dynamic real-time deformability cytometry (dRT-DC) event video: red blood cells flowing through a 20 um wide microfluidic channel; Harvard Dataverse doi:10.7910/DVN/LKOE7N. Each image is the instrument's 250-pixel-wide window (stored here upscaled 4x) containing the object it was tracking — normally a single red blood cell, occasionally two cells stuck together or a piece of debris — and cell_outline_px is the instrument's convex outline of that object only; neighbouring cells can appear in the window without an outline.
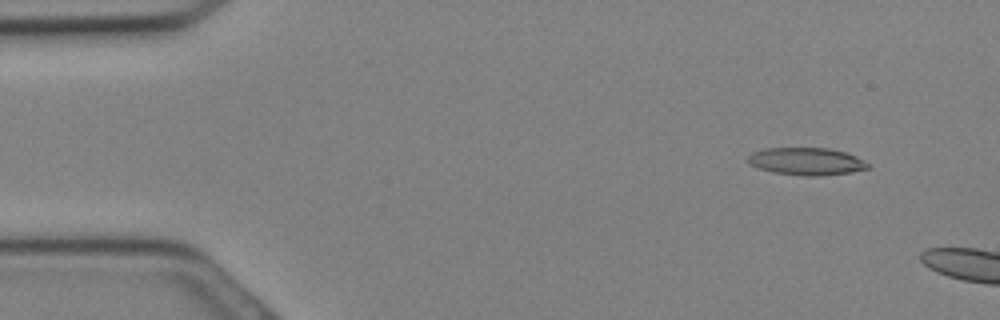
{"species": "Egyptian fruit bat (a non-hibernating species)", "species_latin": "Rousettus aegyptiacus", "temperature_condition": "cold", "stored_images_in_passage": 4, "camera_frame_rate_fps": 3000, "um_per_image_px": 0.085, "animal": {"sex": "female"}, "frame": {"image": 1, "passage_image": 2, "time_ms": 0.333, "image_size_px": [1000, 320], "cell_outline_px": [[868, 168], [852, 172], [812, 176], [804, 176], [772, 172], [748, 164], [748, 156], [752, 152], [764, 148], [828, 148], [848, 152], [864, 160], [868, 164]], "centroid_in_image_um": [68.53, 13.71], "position_along_channel_um": 16.5, "area_um2": 19.19}}